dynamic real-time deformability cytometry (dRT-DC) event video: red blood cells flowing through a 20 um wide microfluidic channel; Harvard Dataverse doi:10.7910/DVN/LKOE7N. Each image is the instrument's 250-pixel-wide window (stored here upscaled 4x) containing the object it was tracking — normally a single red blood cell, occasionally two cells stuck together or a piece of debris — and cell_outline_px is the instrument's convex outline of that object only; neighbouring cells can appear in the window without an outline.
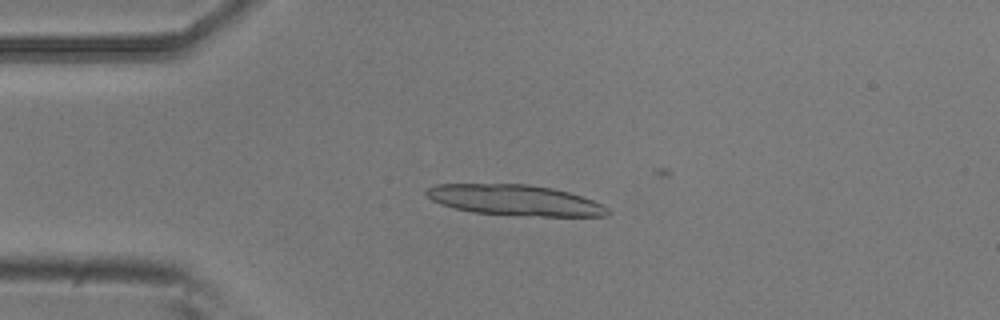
{"species": "common noctule bat (a hibernating species)", "species_latin": "Nyctalus noctula", "temperature_condition": "room temperature", "stored_images_in_passage": 4, "camera_frame_rate_fps": 3000, "um_per_image_px": 0.085, "animal": {"sex": "male", "body_mass_g": 20.5, "forearm_length_mm": 52.5}, "frame": {"image": 1, "passage_image": 3, "time_ms": 0.667, "image_size_px": [1000, 320], "cell_outline_px": [[612, 212], [608, 216], [524, 216], [472, 212], [452, 208], [440, 204], [432, 200], [424, 192], [428, 188], [436, 184], [528, 184], [552, 188], [568, 192], [592, 200], [608, 208]], "centroid_in_image_um": [43.75, 17.02], "position_along_channel_um": 41.2, "area_um2": 32.48}}